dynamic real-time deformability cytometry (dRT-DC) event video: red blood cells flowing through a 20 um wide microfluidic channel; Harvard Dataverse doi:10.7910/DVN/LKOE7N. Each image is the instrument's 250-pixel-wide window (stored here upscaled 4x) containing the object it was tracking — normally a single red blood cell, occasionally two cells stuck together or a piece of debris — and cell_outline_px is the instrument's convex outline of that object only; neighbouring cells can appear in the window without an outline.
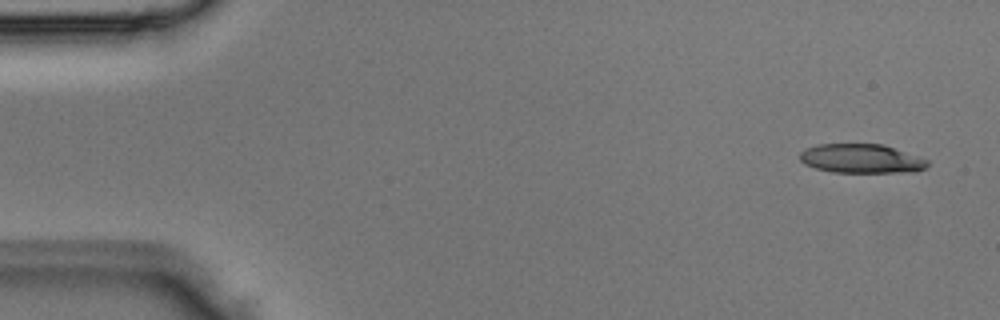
{"species": "Egyptian fruit bat (a non-hibernating species)", "species_latin": "Rousettus aegyptiacus", "temperature_condition": "room temperature", "stored_images_in_passage": 4, "camera_frame_rate_fps": 3000, "um_per_image_px": 0.085, "animal": {"sex": "male"}, "frame": {"image": 1, "passage_image": 1, "time_ms": 0.0, "image_size_px": [1000, 320], "cell_outline_px": [[928, 164], [924, 168], [916, 172], [832, 172], [816, 168], [804, 164], [800, 160], [800, 152], [804, 148], [816, 144], [884, 144], [928, 160]], "centroid_in_image_um": [73.18, 13.48], "position_along_channel_um": 11.8, "area_um2": 21.68}}
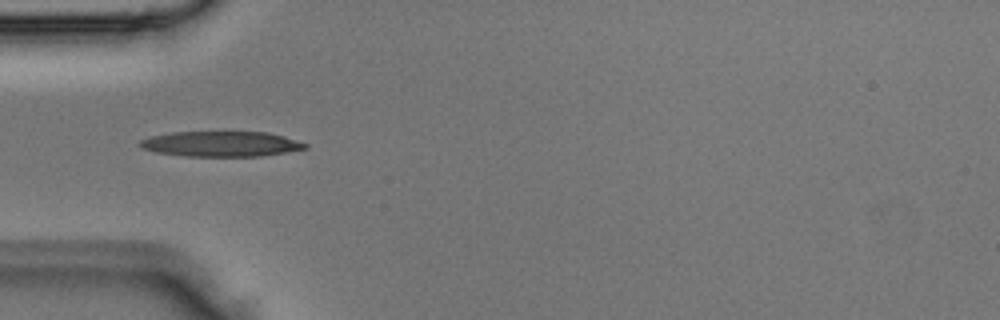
{"frame": {"image": 2, "passage_image": 3, "time_ms": 0.667, "image_size_px": [1000, 320], "cell_outline_px": [[308, 148], [260, 156], [188, 156], [156, 152], [144, 148], [136, 144], [140, 140], [152, 136], [172, 132], [268, 132], [284, 136], [308, 144]], "centroid_in_image_um": [18.79, 12.23], "position_along_channel_um": 66.2, "area_um2": 24.16}}
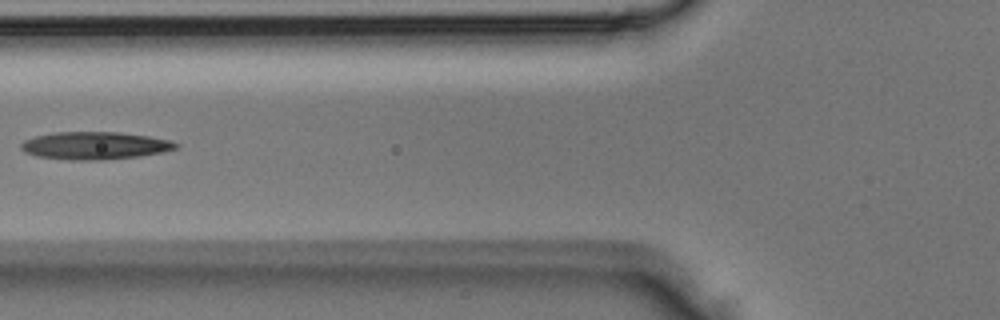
{"frame": {"image": 3, "passage_image": 4, "time_ms": 1.0, "image_size_px": [1000, 320], "cell_outline_px": [[180, 144], [176, 148], [160, 152], [140, 156], [100, 160], [68, 160], [36, 156], [24, 152], [20, 148], [20, 144], [24, 140], [36, 136], [52, 132], [120, 132], [148, 136], [168, 140]], "centroid_in_image_um": [8.01, 12.37], "position_along_channel_um": 117.8, "area_um2": 24.91}}